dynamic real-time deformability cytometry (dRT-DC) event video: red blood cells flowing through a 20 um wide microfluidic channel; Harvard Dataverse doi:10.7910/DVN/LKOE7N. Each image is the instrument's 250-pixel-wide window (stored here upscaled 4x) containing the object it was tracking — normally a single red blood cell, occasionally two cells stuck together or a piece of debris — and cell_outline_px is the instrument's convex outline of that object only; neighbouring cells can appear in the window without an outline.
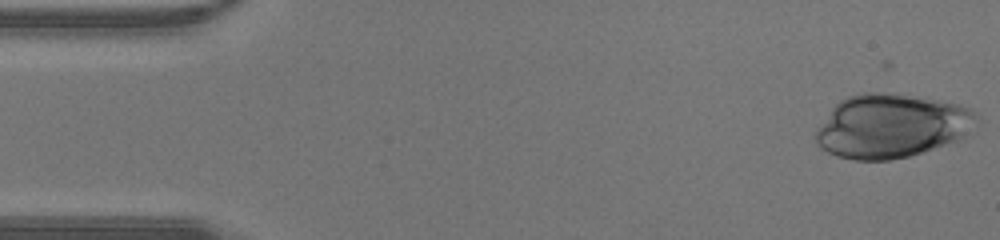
{"species": "human", "species_latin": "Homo sapiens", "temperature_condition": "warm", "stored_images_in_passage": 42, "camera_frame_rate_fps": 3000, "um_per_image_px": 0.085, "donor": {"sex": "male"}, "frame": {"image": 1, "passage_image": 1, "time_ms": 0.0, "image_size_px": [1000, 240], "cell_outline_px": [[980, 120], [960, 140], [908, 156], [888, 160], [852, 160], [836, 156], [820, 148], [816, 140], [816, 128], [832, 108], [840, 100], [848, 96], [864, 92], [884, 92], [936, 100], [960, 104], [972, 108], [976, 112]], "centroid_in_image_um": [75.78, 10.71], "position_along_channel_um": 9.2, "area_um2": 59.88}}
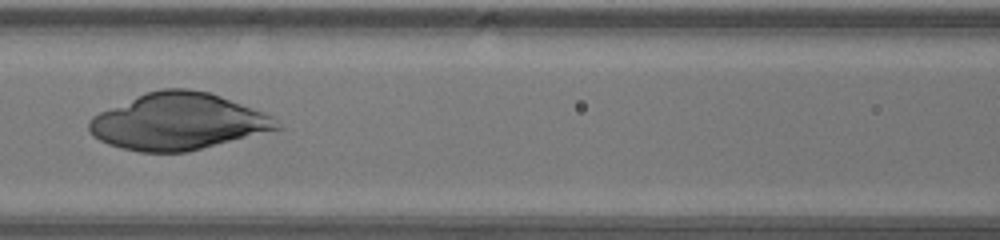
{"frame": {"image": 2, "passage_image": 18, "time_ms": 5.667, "image_size_px": [1000, 240], "cell_outline_px": [[280, 128], [188, 152], [140, 152], [108, 144], [92, 136], [88, 128], [88, 120], [92, 116], [100, 112], [148, 92], [164, 88], [188, 88], [208, 92], [220, 96], [260, 112], [276, 120]], "centroid_in_image_um": [15.06, 10.34], "position_along_channel_um": 151.5, "area_um2": 60.75}}
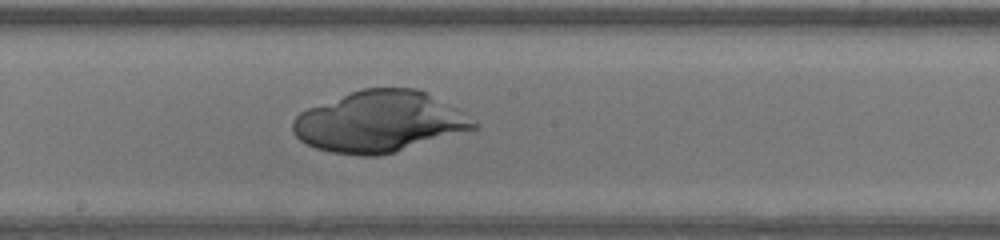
{"frame": {"image": 3, "passage_image": 22, "time_ms": 7.0, "image_size_px": [1000, 240], "cell_outline_px": [[480, 124], [476, 128], [396, 152], [376, 156], [360, 156], [332, 152], [316, 148], [300, 140], [292, 132], [292, 120], [300, 112], [308, 108], [352, 92], [364, 88], [416, 88], [424, 92]], "centroid_in_image_um": [32.18, 10.37], "position_along_channel_um": 216.0, "area_um2": 63.23}}